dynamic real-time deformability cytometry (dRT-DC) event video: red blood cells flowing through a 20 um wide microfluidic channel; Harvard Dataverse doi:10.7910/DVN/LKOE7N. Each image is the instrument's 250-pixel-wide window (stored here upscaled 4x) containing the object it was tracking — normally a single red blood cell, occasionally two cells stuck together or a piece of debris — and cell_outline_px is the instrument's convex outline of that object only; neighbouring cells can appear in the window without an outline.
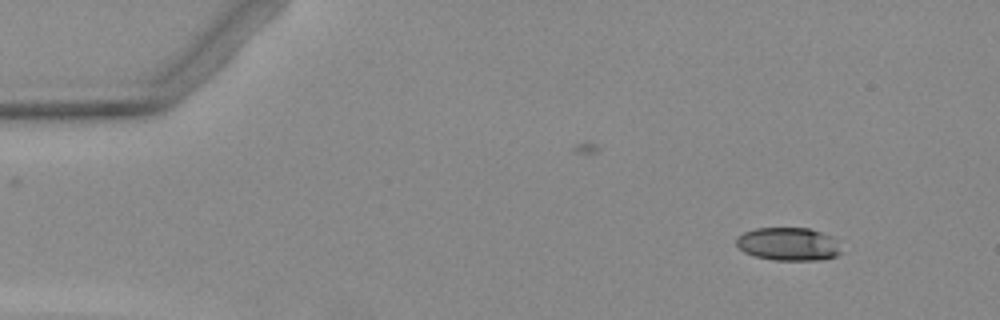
{"species": "Egyptian fruit bat (a non-hibernating species)", "species_latin": "Rousettus aegyptiacus", "temperature_condition": "warm", "stored_images_in_passage": 3, "camera_frame_rate_fps": 3000, "um_per_image_px": 0.085, "animal": {"sex": "female"}, "frame": {"image": 1, "passage_image": 1, "time_ms": 0.0, "image_size_px": [1000, 320], "cell_outline_px": [[844, 252], [836, 256], [824, 260], [772, 260], [756, 256], [744, 252], [736, 244], [736, 236], [744, 232], [756, 228], [808, 228], [832, 236]], "centroid_in_image_um": [67.03, 20.75], "position_along_channel_um": 18.0, "area_um2": 20.4}}
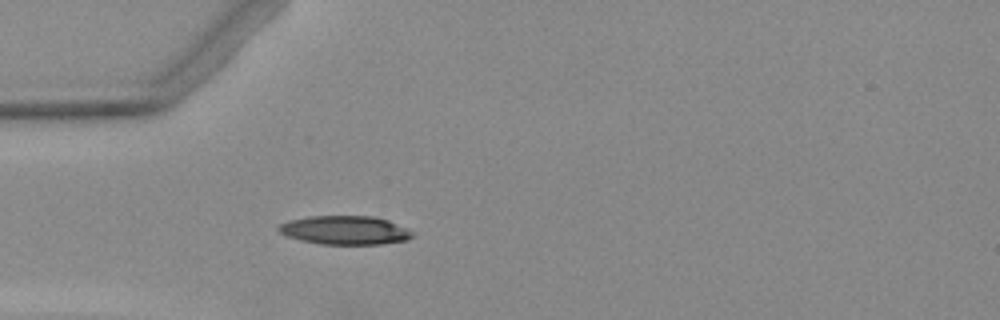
{"frame": {"image": 2, "passage_image": 3, "time_ms": 3.333, "image_size_px": [1000, 320], "cell_outline_px": [[416, 236], [408, 240], [380, 244], [320, 244], [300, 240], [288, 236], [280, 232], [276, 228], [280, 224], [288, 220], [308, 216], [372, 216], [388, 220], [416, 232]], "centroid_in_image_um": [29.36, 19.56], "position_along_channel_um": 55.6, "area_um2": 22.6}}